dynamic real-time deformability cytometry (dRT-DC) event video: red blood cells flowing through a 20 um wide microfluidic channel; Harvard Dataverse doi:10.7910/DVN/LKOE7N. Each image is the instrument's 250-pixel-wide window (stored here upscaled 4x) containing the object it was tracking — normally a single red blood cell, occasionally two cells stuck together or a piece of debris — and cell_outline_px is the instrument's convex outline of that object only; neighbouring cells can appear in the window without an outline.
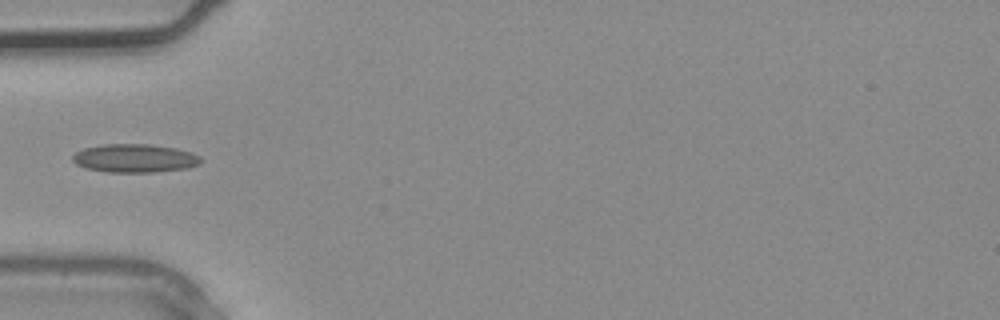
{"species": "common noctule bat (a hibernating species)", "species_latin": "Nyctalus noctula", "temperature_condition": "warm", "stored_images_in_passage": 2, "camera_frame_rate_fps": 3000, "um_per_image_px": 0.085, "animal": {"sex": "male", "body_mass_g": 20.4}, "frame": {"image": 1, "passage_image": 2, "time_ms": 0.333, "image_size_px": [1000, 320], "cell_outline_px": [[204, 160], [200, 164], [188, 168], [152, 172], [108, 172], [84, 168], [76, 164], [72, 160], [72, 156], [76, 152], [84, 148], [104, 144], [148, 144], [176, 148], [192, 152], [200, 156]], "centroid_in_image_um": [11.47, 13.45], "position_along_channel_um": 73.5, "area_um2": 21.39}}